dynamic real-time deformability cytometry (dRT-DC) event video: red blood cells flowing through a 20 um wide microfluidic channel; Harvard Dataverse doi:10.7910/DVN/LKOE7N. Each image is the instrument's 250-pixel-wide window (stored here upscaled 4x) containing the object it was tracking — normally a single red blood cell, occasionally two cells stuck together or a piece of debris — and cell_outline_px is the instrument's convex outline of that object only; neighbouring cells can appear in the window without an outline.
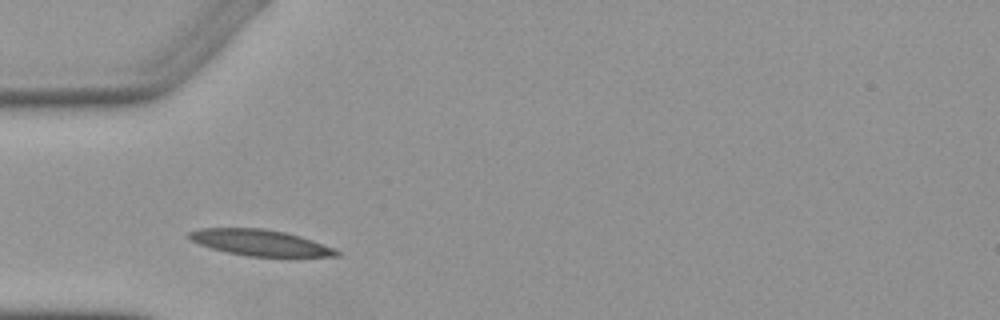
{"species": "Egyptian fruit bat (a non-hibernating species)", "species_latin": "Rousettus aegyptiacus", "temperature_condition": "warm", "stored_images_in_passage": 5, "camera_frame_rate_fps": 3000, "um_per_image_px": 0.085, "animal": {"sex": "female"}, "frame": {"image": 1, "passage_image": 1, "time_ms": 0.0, "image_size_px": [1000, 320], "cell_outline_px": [[340, 256], [248, 256], [228, 252], [212, 248], [188, 240], [184, 236], [188, 232], [200, 228], [264, 228], [284, 232], [300, 236], [312, 240], [332, 248], [340, 252]], "centroid_in_image_um": [22.02, 20.61], "position_along_channel_um": 63.0, "area_um2": 22.2}}
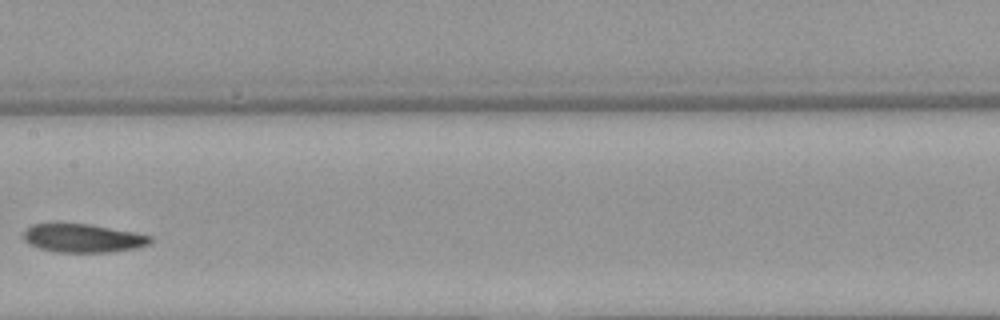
{"frame": {"image": 2, "passage_image": 4, "time_ms": 3.667, "image_size_px": [1000, 320], "cell_outline_px": [[152, 240], [148, 244], [136, 248], [112, 252], [56, 252], [40, 248], [28, 244], [24, 240], [24, 228], [32, 224], [92, 224], [152, 236]], "centroid_in_image_um": [7.03, 20.24], "position_along_channel_um": 200.4, "area_um2": 20.98}}
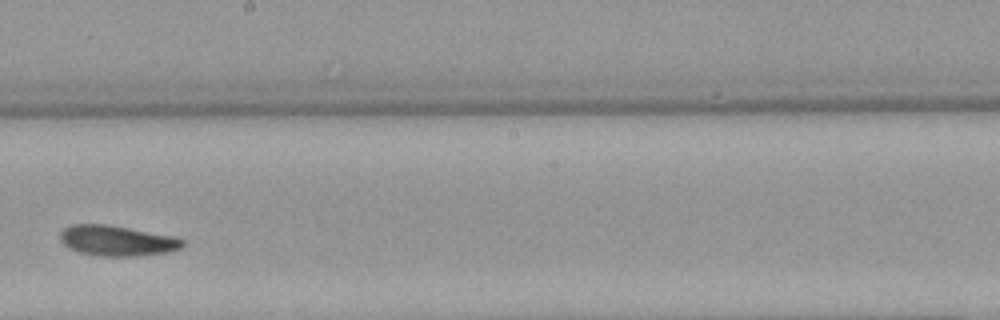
{"frame": {"image": 3, "passage_image": 5, "time_ms": 4.667, "image_size_px": [1000, 320], "cell_outline_px": [[184, 244], [180, 248], [168, 252], [136, 256], [100, 256], [80, 252], [68, 248], [60, 240], [60, 232], [64, 228], [72, 224], [108, 224], [176, 236], [184, 240]], "centroid_in_image_um": [9.95, 20.45], "position_along_channel_um": 238.2, "area_um2": 21.85}}